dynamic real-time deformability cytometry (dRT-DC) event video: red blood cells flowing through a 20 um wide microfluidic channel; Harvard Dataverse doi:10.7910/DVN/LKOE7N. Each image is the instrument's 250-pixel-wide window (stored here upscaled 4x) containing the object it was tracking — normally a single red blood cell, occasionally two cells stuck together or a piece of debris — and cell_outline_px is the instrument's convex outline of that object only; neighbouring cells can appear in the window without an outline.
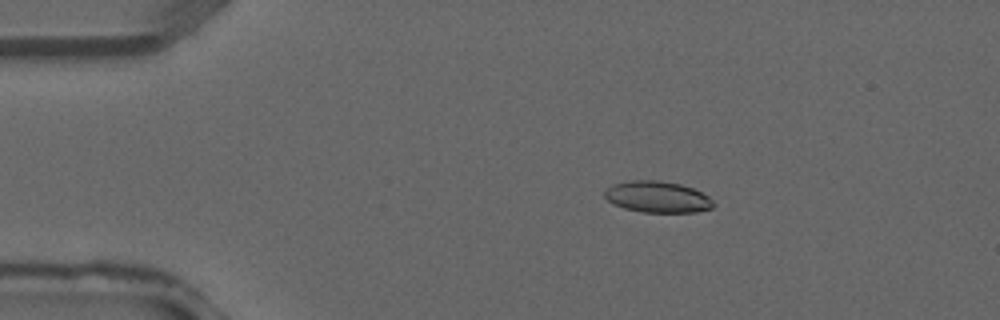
{"species": "common noctule bat (a hibernating species)", "species_latin": "Nyctalus noctula", "temperature_condition": "warm", "stored_images_in_passage": 37, "camera_frame_rate_fps": 3000, "um_per_image_px": 0.085, "animal": {"sex": "male", "forearm_length_mm": 52.5}, "frame": {"image": 1, "passage_image": 6, "time_ms": 1.667, "image_size_px": [1000, 320], "cell_outline_px": [[716, 204], [712, 208], [696, 212], [644, 212], [624, 208], [612, 204], [604, 196], [604, 192], [612, 184], [632, 180], [656, 180], [680, 184], [692, 188], [708, 196]], "centroid_in_image_um": [55.88, 16.74], "position_along_channel_um": 29.1, "area_um2": 19.83}}
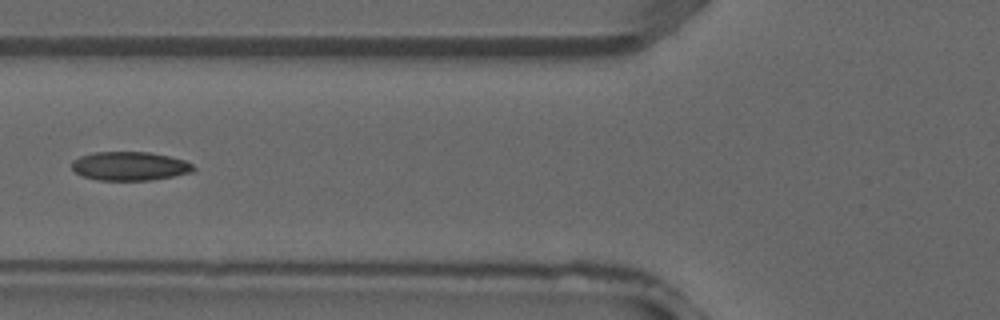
{"frame": {"image": 2, "passage_image": 14, "time_ms": 4.333, "image_size_px": [1000, 320], "cell_outline_px": [[196, 172], [152, 180], [96, 180], [84, 176], [76, 172], [72, 168], [72, 160], [80, 156], [92, 152], [148, 152], [168, 156], [184, 160], [192, 164], [196, 168]], "centroid_in_image_um": [11.06, 14.12], "position_along_channel_um": 114.7, "area_um2": 20.52}}
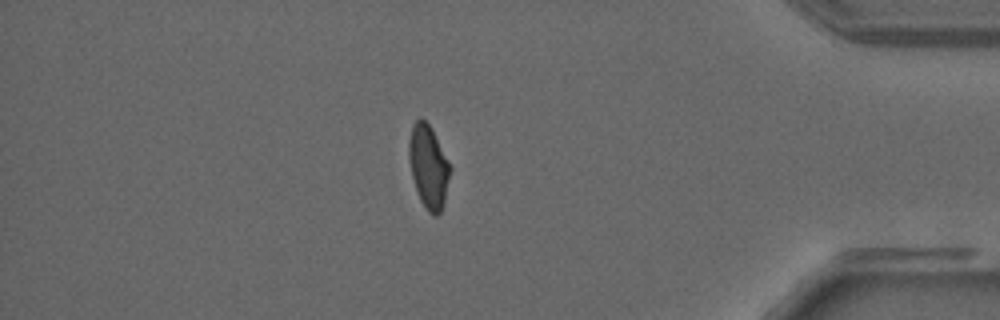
{"frame": {"image": 3, "passage_image": 32, "time_ms": 10.333, "image_size_px": [1000, 320], "cell_outline_px": [[452, 168], [444, 204], [440, 212], [436, 216], [432, 216], [428, 212], [420, 200], [412, 176], [408, 156], [408, 140], [412, 124], [420, 116], [432, 128]], "centroid_in_image_um": [36.42, 14.15], "position_along_channel_um": 398.8, "area_um2": 20.23}}